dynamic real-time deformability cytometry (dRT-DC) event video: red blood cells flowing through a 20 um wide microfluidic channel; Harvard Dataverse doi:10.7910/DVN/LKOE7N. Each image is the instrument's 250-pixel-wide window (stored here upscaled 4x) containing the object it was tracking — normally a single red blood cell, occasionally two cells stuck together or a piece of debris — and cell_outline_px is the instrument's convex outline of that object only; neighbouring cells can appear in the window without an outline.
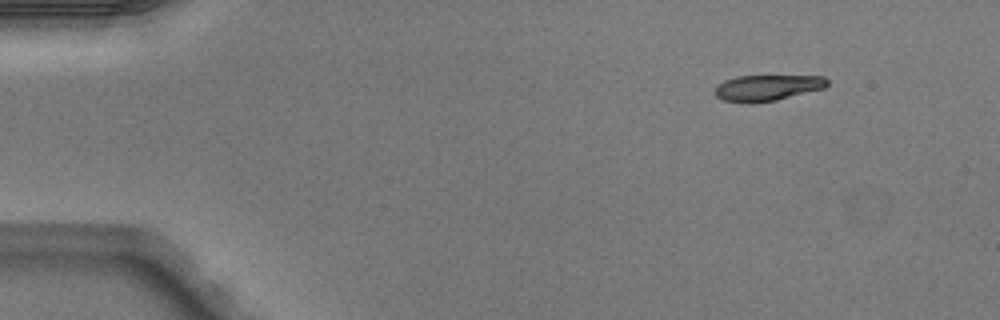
{"species": "Egyptian fruit bat (a non-hibernating species)", "species_latin": "Rousettus aegyptiacus", "temperature_condition": "warm", "stored_images_in_passage": 3, "camera_frame_rate_fps": 3000, "um_per_image_px": 0.085, "animal": {"sex": "male"}, "frame": {"image": 1, "passage_image": 1, "time_ms": 0.0, "image_size_px": [1000, 320], "cell_outline_px": [[828, 84], [824, 88], [776, 100], [752, 104], [748, 104], [724, 100], [716, 96], [716, 84], [724, 80], [736, 76], [824, 76], [828, 80]], "centroid_in_image_um": [65.19, 7.46], "position_along_channel_um": 19.8, "area_um2": 17.05}}